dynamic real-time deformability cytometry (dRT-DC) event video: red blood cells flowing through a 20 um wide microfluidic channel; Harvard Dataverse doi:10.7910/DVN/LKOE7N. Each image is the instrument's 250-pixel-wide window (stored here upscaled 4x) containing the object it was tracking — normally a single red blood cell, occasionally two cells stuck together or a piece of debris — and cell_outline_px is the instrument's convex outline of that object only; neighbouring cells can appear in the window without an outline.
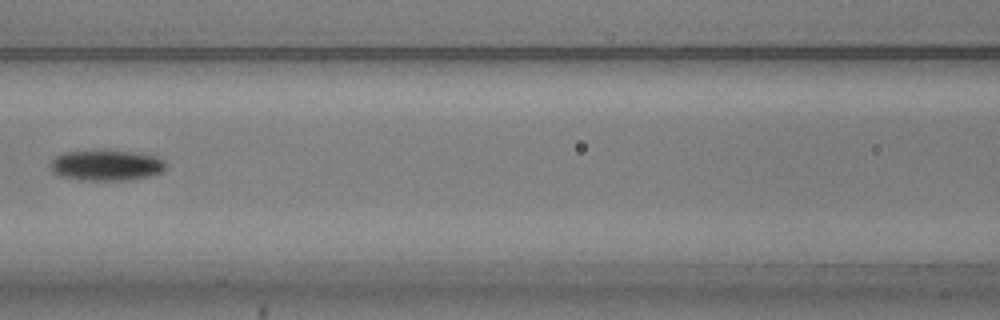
{"species": "common noctule bat (a hibernating species)", "species_latin": "Nyctalus noctula", "temperature_condition": "warm", "stored_images_in_passage": 11, "camera_frame_rate_fps": 3000, "um_per_image_px": 0.085, "animal": {"sex": "male", "body_mass_g": 20.5, "forearm_length_mm": 52.5}, "frame": {"image": 1, "passage_image": 8, "time_ms": 2.333, "image_size_px": [1000, 320], "cell_outline_px": [[164, 172], [148, 176], [124, 180], [84, 180], [60, 176], [52, 172], [48, 164], [56, 156], [64, 152], [104, 148], [132, 152], [156, 156], [164, 160]], "centroid_in_image_um": [8.99, 14.01], "position_along_channel_um": 157.6, "area_um2": 21.1}}
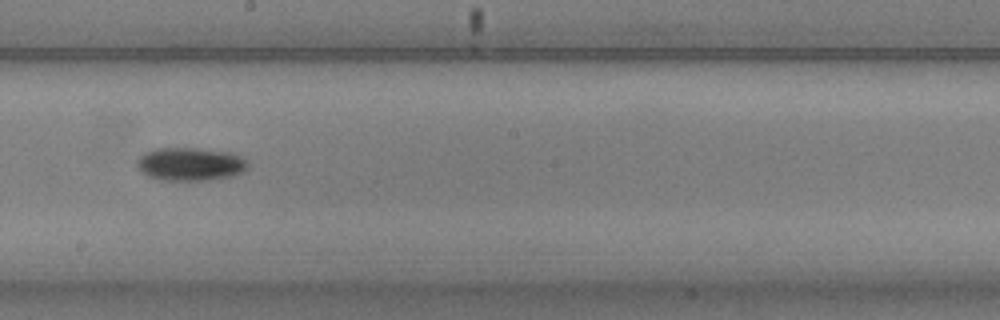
{"frame": {"image": 2, "passage_image": 10, "time_ms": 3.0, "image_size_px": [1000, 320], "cell_outline_px": [[248, 168], [244, 172], [232, 176], [208, 180], [160, 180], [148, 176], [140, 172], [136, 164], [136, 160], [144, 152], [156, 148], [196, 148], [232, 152], [248, 160]], "centroid_in_image_um": [16.18, 13.94], "position_along_channel_um": 232.0, "area_um2": 21.79}}